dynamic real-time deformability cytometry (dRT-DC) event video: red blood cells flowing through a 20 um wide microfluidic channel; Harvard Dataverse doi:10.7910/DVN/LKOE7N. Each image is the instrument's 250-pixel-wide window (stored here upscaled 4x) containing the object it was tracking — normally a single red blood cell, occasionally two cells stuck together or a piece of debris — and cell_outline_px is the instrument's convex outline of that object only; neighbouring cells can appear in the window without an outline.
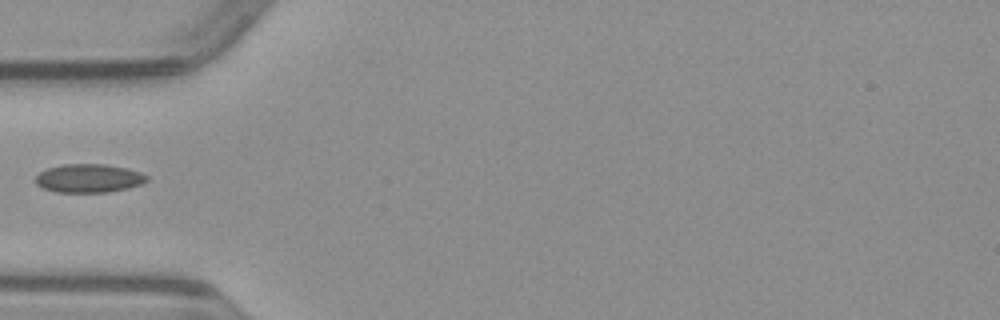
{"species": "common noctule bat (a hibernating species)", "species_latin": "Nyctalus noctula", "temperature_condition": "warm", "stored_images_in_passage": 35, "camera_frame_rate_fps": 3000, "um_per_image_px": 0.085, "animal": {"sex": "male", "body_mass_g": 23.1, "forearm_length_mm": 52.7}, "frame": {"image": 1, "passage_image": 1, "time_ms": 0.0, "image_size_px": [1000, 320], "cell_outline_px": [[148, 180], [140, 184], [128, 188], [108, 192], [56, 192], [44, 188], [36, 184], [36, 176], [40, 172], [48, 168], [64, 164], [104, 164], [124, 168], [140, 172], [148, 176]], "centroid_in_image_um": [7.54, 15.15], "position_along_channel_um": 77.5, "area_um2": 18.32}}
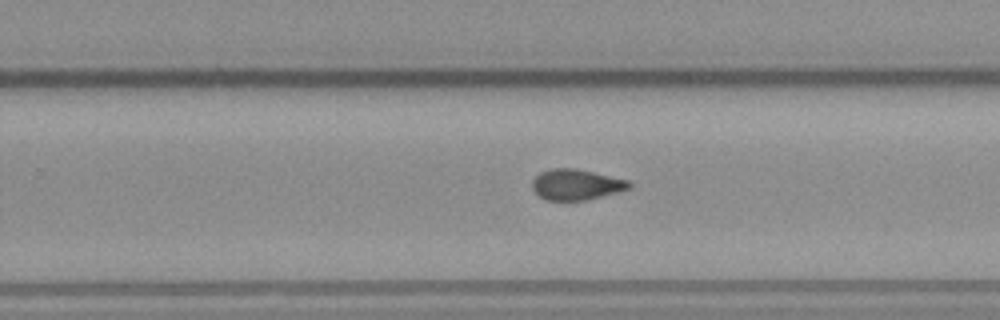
{"frame": {"image": 2, "passage_image": 16, "time_ms": 5.0, "image_size_px": [1000, 320], "cell_outline_px": [[632, 188], [620, 192], [588, 200], [548, 200], [540, 196], [532, 188], [532, 180], [540, 172], [552, 168], [576, 168], [628, 180], [632, 184]], "centroid_in_image_um": [49.01, 15.69], "position_along_channel_um": 280.8, "area_um2": 17.46}}
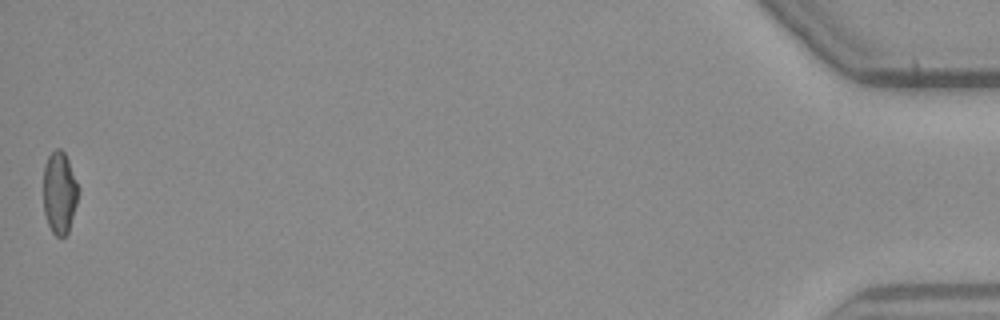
{"frame": {"image": 3, "passage_image": 35, "time_ms": 11.333, "image_size_px": [1000, 320], "cell_outline_px": [[80, 192], [68, 232], [64, 236], [56, 236], [52, 232], [48, 224], [44, 212], [44, 164], [48, 156], [56, 148], [60, 148], [64, 152], [68, 160], [80, 188]], "centroid_in_image_um": [5.07, 16.36], "position_along_channel_um": 430.1, "area_um2": 16.82}}